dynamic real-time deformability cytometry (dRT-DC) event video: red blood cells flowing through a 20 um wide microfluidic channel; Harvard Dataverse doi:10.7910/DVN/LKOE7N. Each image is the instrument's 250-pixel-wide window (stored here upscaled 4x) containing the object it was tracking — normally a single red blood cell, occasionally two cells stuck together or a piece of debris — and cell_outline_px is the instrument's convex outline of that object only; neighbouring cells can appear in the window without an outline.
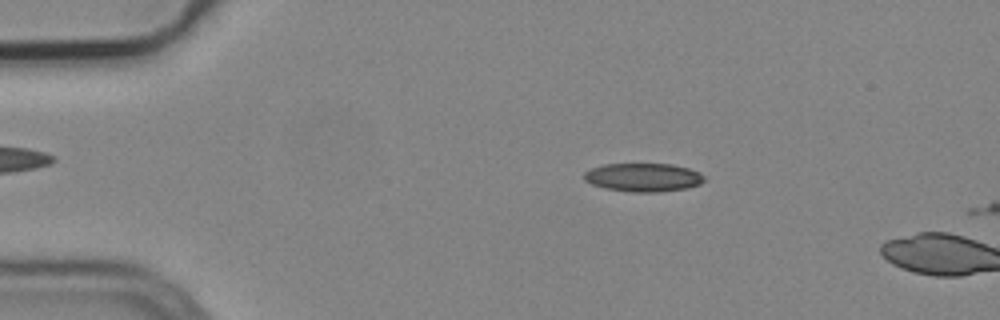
{"species": "common noctule bat (a hibernating species)", "species_latin": "Nyctalus noctula", "temperature_condition": "cold", "stored_images_in_passage": 11, "camera_frame_rate_fps": 3000, "um_per_image_px": 0.085, "animal": {"sex": "male", "body_mass_g": 19.2, "forearm_length_mm": 51.8}, "frame": {"image": 1, "passage_image": 10, "time_ms": 3.0, "image_size_px": [1000, 320], "cell_outline_px": [[704, 180], [700, 184], [688, 188], [660, 192], [632, 192], [604, 188], [592, 184], [584, 180], [584, 172], [592, 168], [604, 164], [672, 164], [688, 168], [700, 172], [704, 176]], "centroid_in_image_um": [54.69, 15.08], "position_along_channel_um": 30.3, "area_um2": 20.0}}